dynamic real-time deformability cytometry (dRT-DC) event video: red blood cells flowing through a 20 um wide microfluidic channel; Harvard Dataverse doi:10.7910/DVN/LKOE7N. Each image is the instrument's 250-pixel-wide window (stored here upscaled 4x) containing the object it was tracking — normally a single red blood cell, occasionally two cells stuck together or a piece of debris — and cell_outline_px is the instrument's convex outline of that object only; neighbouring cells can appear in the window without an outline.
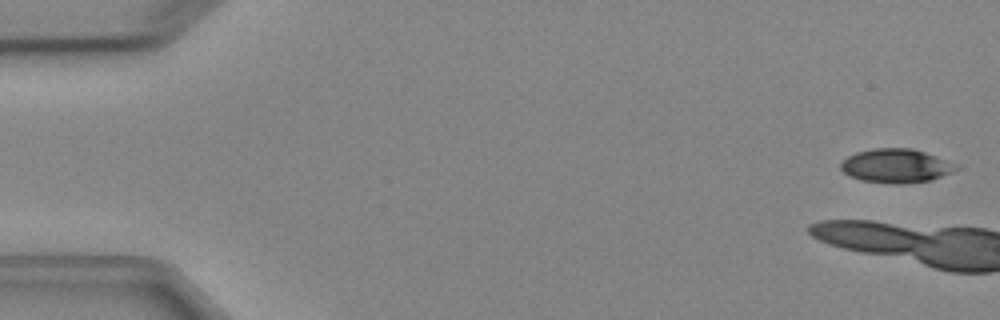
{"species": "Egyptian fruit bat (a non-hibernating species)", "species_latin": "Rousettus aegyptiacus", "temperature_condition": "cold", "stored_images_in_passage": 4, "camera_frame_rate_fps": 3000, "um_per_image_px": 0.085, "animal": {"sex": "female"}, "frame": {"image": 1, "passage_image": 1, "time_ms": 0.0, "image_size_px": [1000, 320], "cell_outline_px": [[960, 168], [952, 172], [932, 180], [904, 184], [892, 184], [860, 180], [848, 176], [840, 168], [840, 164], [848, 156], [856, 152], [872, 148], [912, 148], [960, 164]], "centroid_in_image_um": [76.19, 14.1], "position_along_channel_um": 8.8, "area_um2": 23.12}}